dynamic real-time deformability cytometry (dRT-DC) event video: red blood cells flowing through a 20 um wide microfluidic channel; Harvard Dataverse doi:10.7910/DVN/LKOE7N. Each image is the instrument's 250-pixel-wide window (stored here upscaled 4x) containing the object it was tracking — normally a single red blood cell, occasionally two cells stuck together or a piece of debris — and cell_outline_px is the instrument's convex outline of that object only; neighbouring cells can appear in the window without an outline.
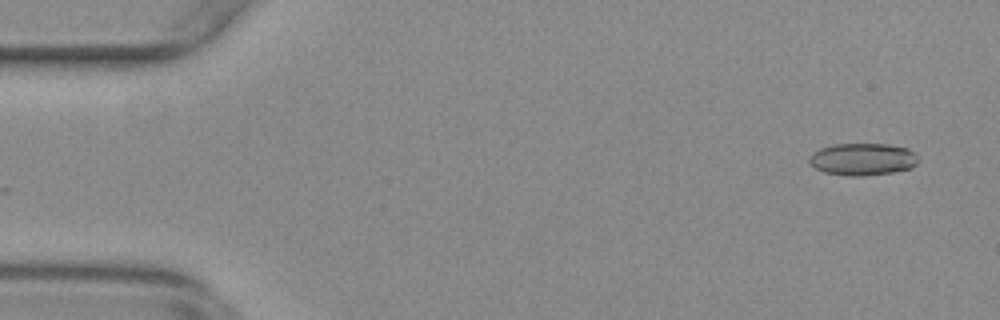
{"species": "common noctule bat (a hibernating species)", "species_latin": "Nyctalus noctula", "temperature_condition": "warm", "stored_images_in_passage": 29, "camera_frame_rate_fps": 3000, "um_per_image_px": 0.085, "animal": {"sex": "female", "body_mass_g": 29.2, "forearm_length_mm": 56.3}, "frame": {"image": 1, "passage_image": 2, "time_ms": 0.333, "image_size_px": [1000, 320], "cell_outline_px": [[916, 164], [912, 168], [892, 172], [864, 176], [848, 176], [824, 172], [816, 168], [808, 160], [808, 156], [812, 152], [820, 148], [836, 144], [888, 144], [908, 148], [916, 156]], "centroid_in_image_um": [73.29, 13.53], "position_along_channel_um": 11.7, "area_um2": 20.4}}
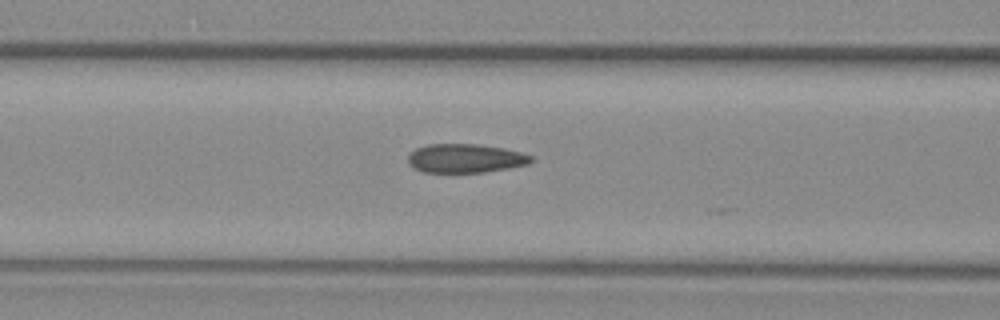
{"frame": {"image": 2, "passage_image": 21, "time_ms": 6.667, "image_size_px": [1000, 320], "cell_outline_px": [[532, 160], [528, 164], [508, 168], [484, 172], [420, 172], [408, 164], [408, 156], [416, 148], [428, 144], [480, 144], [504, 148], [520, 152], [532, 156]], "centroid_in_image_um": [39.53, 13.45], "position_along_channel_um": 127.1, "area_um2": 20.69}}
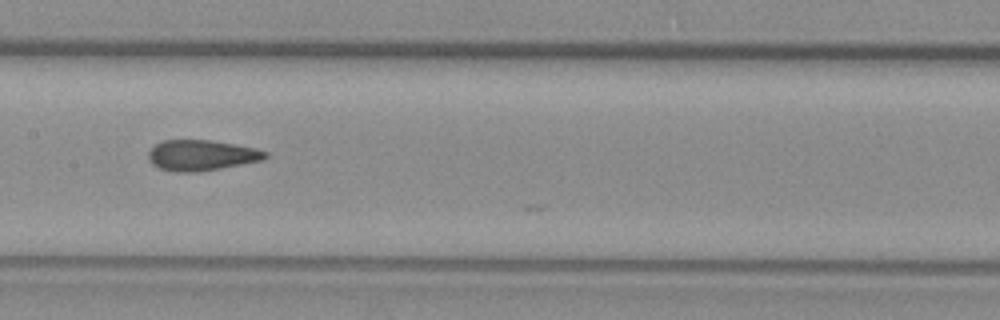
{"frame": {"image": 3, "passage_image": 26, "time_ms": 8.333, "image_size_px": [1000, 320], "cell_outline_px": [[268, 156], [264, 160], [200, 172], [176, 172], [160, 168], [152, 164], [148, 160], [148, 152], [156, 144], [164, 140], [212, 140], [256, 148], [268, 152]], "centroid_in_image_um": [17.14, 13.2], "position_along_channel_um": 190.3, "area_um2": 20.98}}